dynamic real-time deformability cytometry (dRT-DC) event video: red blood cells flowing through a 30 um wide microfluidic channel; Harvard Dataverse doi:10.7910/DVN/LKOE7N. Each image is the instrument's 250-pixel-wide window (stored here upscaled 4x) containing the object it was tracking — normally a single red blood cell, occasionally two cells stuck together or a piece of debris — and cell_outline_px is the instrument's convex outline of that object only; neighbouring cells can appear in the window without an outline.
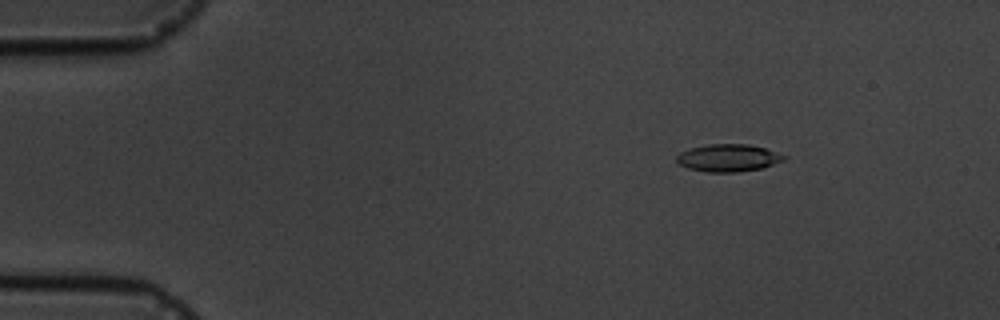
{"species": "common noctule bat (a hibernating species)", "species_latin": "Nyctalus noctula", "temperature_condition": "cold", "stored_images_in_passage": 7, "camera_frame_rate_fps": 3000, "um_per_image_px": 0.085, "animal": {"sex": "male", "body_mass_g": 19.5, "forearm_length_mm": 54.6}, "frame": {"image": 1, "passage_image": 3, "time_ms": 2.0, "image_size_px": [1000, 320], "cell_outline_px": [[788, 156], [784, 160], [764, 168], [736, 172], [708, 172], [688, 168], [680, 164], [676, 160], [676, 156], [680, 152], [688, 148], [708, 144], [748, 144], [764, 148]], "centroid_in_image_um": [61.9, 13.42], "position_along_channel_um": 23.1, "area_um2": 17.22}}
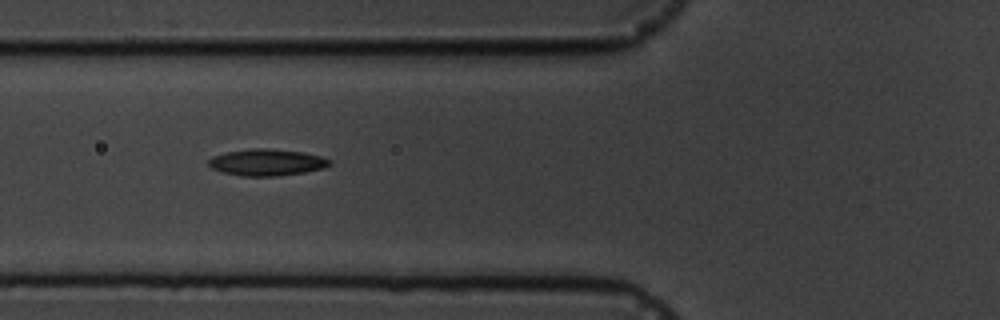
{"frame": {"image": 2, "passage_image": 6, "time_ms": 6.333, "image_size_px": [1000, 320], "cell_outline_px": [[332, 164], [324, 168], [304, 172], [280, 176], [240, 176], [224, 172], [212, 168], [208, 164], [208, 160], [212, 156], [228, 152], [252, 148], [268, 148], [304, 152], [320, 156], [332, 160]], "centroid_in_image_um": [22.71, 13.8], "position_along_channel_um": 103.1, "area_um2": 18.84}}
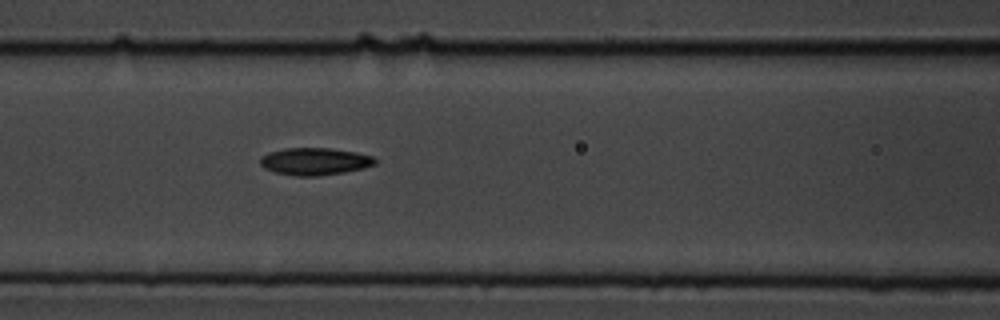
{"frame": {"image": 3, "passage_image": 7, "time_ms": 7.333, "image_size_px": [1000, 320], "cell_outline_px": [[376, 164], [364, 168], [344, 172], [316, 176], [296, 176], [276, 172], [264, 168], [260, 164], [260, 156], [268, 152], [284, 148], [328, 148], [356, 152], [372, 156], [376, 160]], "centroid_in_image_um": [26.73, 13.71], "position_along_channel_um": 139.9, "area_um2": 18.26}}